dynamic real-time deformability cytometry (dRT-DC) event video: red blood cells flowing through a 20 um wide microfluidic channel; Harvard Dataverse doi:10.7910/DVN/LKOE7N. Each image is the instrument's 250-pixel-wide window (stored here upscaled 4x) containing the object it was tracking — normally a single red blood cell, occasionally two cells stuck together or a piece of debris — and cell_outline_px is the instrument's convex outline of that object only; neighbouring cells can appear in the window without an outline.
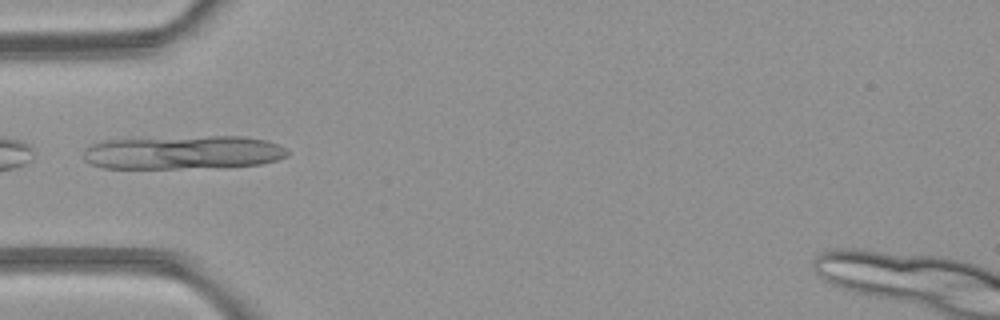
{"species": "common noctule bat (a hibernating species)", "species_latin": "Nyctalus noctula", "temperature_condition": "room temperature", "stored_images_in_passage": 3, "camera_frame_rate_fps": 3000, "um_per_image_px": 0.085, "animal": {"sex": "female", "body_mass_g": 21.9}, "frame": {"image": 1, "passage_image": 3, "time_ms": 2.333, "image_size_px": [1000, 320], "cell_outline_px": [[288, 156], [276, 160], [260, 164], [224, 168], [104, 168], [92, 164], [84, 160], [84, 152], [92, 144], [104, 140], [208, 136], [244, 136], [264, 140], [276, 144], [284, 148], [288, 152]], "centroid_in_image_um": [15.6, 12.97], "position_along_channel_um": 69.4, "area_um2": 40.06}}